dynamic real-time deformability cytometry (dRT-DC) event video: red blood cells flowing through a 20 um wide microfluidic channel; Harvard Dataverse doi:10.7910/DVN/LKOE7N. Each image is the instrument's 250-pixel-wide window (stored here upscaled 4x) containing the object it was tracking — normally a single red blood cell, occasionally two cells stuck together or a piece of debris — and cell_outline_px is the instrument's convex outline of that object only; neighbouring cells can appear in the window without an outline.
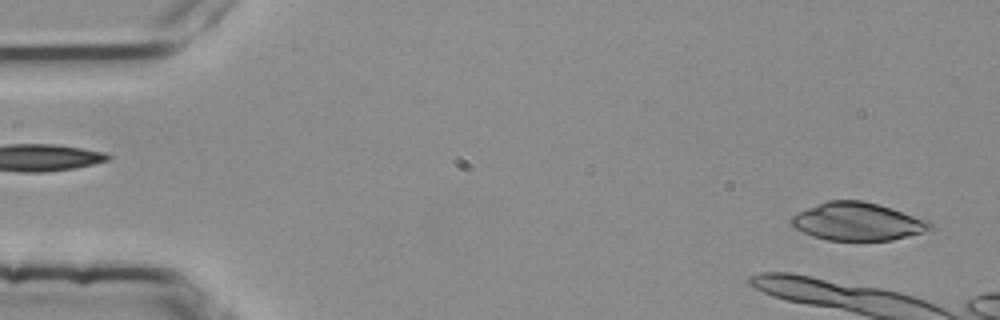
{"species": "common noctule bat (a hibernating species)", "species_latin": "Nyctalus noctula", "temperature_condition": "room temperature", "stored_images_in_passage": 2, "camera_frame_rate_fps": 3000, "um_per_image_px": 0.085, "animal": {"sex": "female", "body_mass_g": 25.1}, "frame": {"image": 1, "passage_image": 1, "time_ms": 0.0, "image_size_px": [1000, 320], "cell_outline_px": [[932, 228], [920, 232], [892, 240], [828, 240], [812, 236], [788, 224], [788, 220], [792, 216], [808, 208], [828, 200], [860, 200], [880, 204], [928, 220], [932, 224]], "centroid_in_image_um": [72.86, 18.82], "position_along_channel_um": 12.1, "area_um2": 30.4}}